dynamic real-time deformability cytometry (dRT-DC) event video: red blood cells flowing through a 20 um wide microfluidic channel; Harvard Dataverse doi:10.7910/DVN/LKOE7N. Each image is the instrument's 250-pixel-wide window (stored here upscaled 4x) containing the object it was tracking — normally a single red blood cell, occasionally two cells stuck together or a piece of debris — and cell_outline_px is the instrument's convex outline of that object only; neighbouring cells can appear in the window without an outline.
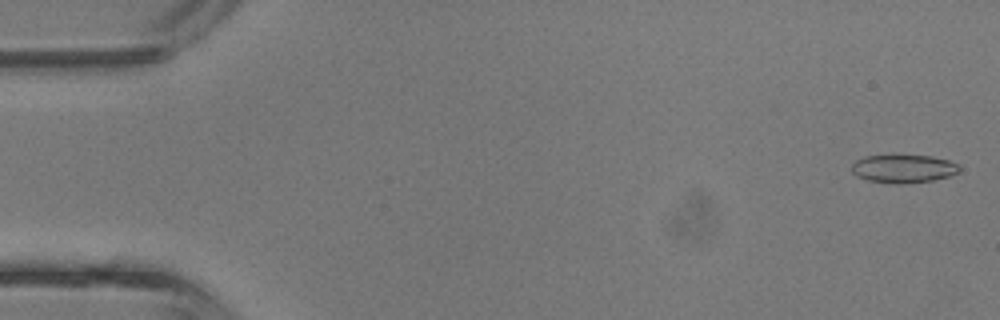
{"species": "common noctule bat (a hibernating species)", "species_latin": "Nyctalus noctula", "temperature_condition": "room temperature", "stored_images_in_passage": 41, "camera_frame_rate_fps": 3000, "um_per_image_px": 0.085, "animal": {"sex": "male", "body_mass_g": 13.3}, "frame": {"image": 1, "passage_image": 1, "time_ms": 0.0, "image_size_px": [1000, 320], "cell_outline_px": [[960, 172], [948, 176], [932, 180], [904, 184], [896, 184], [868, 180], [856, 176], [852, 172], [852, 164], [856, 160], [864, 156], [892, 152], [932, 156], [948, 160], [960, 164]], "centroid_in_image_um": [76.77, 14.28], "position_along_channel_um": 8.2, "area_um2": 18.61}}
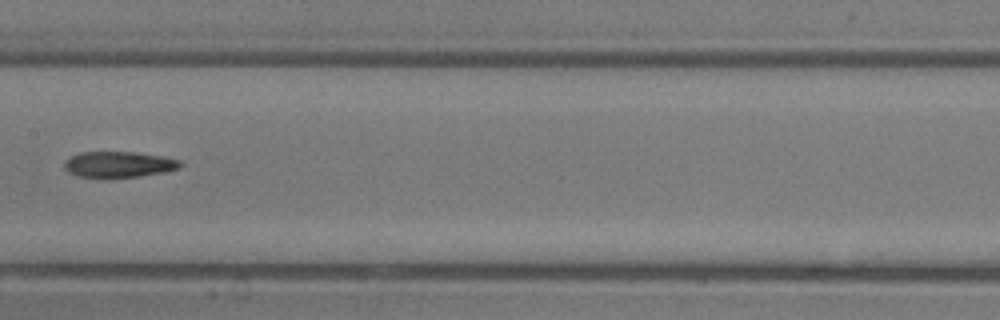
{"frame": {"image": 2, "passage_image": 21, "time_ms": 6.667, "image_size_px": [1000, 320], "cell_outline_px": [[184, 164], [180, 168], [168, 172], [140, 176], [104, 180], [76, 176], [68, 172], [64, 168], [64, 160], [80, 152], [136, 152], [160, 156], [180, 160]], "centroid_in_image_um": [10.08, 14.02], "position_along_channel_um": 197.3, "area_um2": 18.26}}
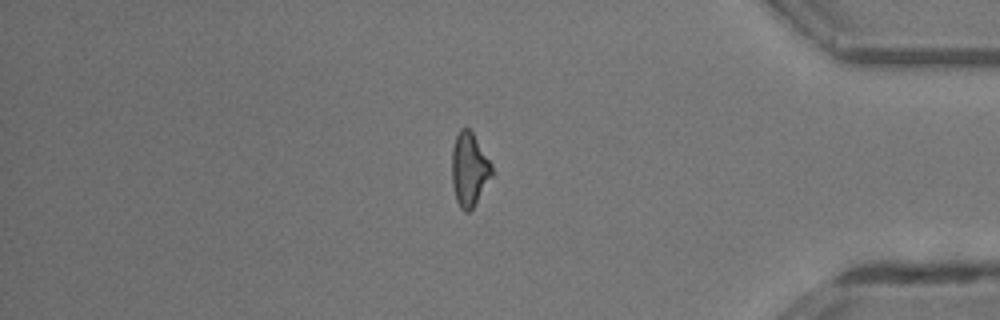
{"frame": {"image": 3, "passage_image": 35, "time_ms": 11.333, "image_size_px": [1000, 320], "cell_outline_px": [[496, 172], [472, 208], [468, 212], [464, 212], [460, 208], [456, 200], [452, 184], [452, 148], [456, 136], [460, 128], [468, 128], [472, 132], [492, 164]], "centroid_in_image_um": [39.91, 14.41], "position_along_channel_um": 395.3, "area_um2": 17.34}, "authors_computed_cell_mechanics": {"area_um2": 18.0914, "velocity_mm_per_s": 4.9235, "shape_relaxation_time_tau1_ms": 7.0138, "shape_relaxation_time_tau2_ms": null, "deformation_change_tau1": 0.1877, "deformation_change_tau2": null}}